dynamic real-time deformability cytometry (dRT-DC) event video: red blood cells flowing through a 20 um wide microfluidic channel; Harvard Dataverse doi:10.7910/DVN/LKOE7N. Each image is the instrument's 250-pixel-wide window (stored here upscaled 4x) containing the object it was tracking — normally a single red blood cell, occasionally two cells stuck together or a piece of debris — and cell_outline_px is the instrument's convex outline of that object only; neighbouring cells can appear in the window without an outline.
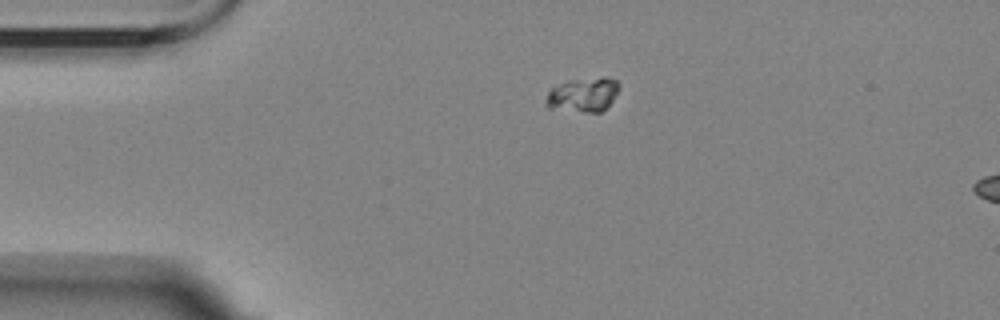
{"species": "Egyptian fruit bat (a non-hibernating species)", "species_latin": "Rousettus aegyptiacus", "temperature_condition": "room temperature", "stored_images_in_passage": 2, "camera_frame_rate_fps": 3000, "um_per_image_px": 0.085, "animal": {"sex": "female"}, "frame": {"image": 1, "passage_image": 1, "time_ms": 0.0, "image_size_px": [1000, 320], "cell_outline_px": [[620, 88], [612, 100], [600, 112], [584, 112], [548, 108], [548, 92], [552, 84], [568, 80], [604, 76], [608, 76], [616, 80], [620, 84]], "centroid_in_image_um": [49.57, 8.01], "position_along_channel_um": 35.4, "area_um2": 14.8}}